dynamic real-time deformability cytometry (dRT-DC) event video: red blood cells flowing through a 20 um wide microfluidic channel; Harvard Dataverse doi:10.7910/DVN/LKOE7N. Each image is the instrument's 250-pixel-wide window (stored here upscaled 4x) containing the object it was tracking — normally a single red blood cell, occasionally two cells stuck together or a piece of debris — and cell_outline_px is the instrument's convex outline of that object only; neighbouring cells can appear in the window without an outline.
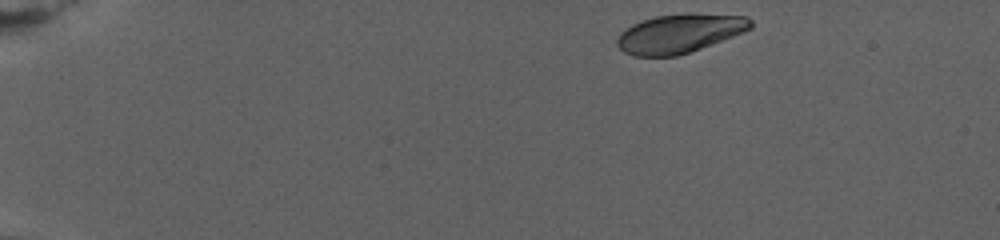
{"species": "human", "species_latin": "Homo sapiens", "temperature_condition": "warm", "stored_images_in_passage": 42, "camera_frame_rate_fps": 3000, "um_per_image_px": 0.085, "donor": {"sex": "female"}, "frame": {"image": 1, "passage_image": 1, "time_ms": 0.0, "image_size_px": [1000, 240], "cell_outline_px": [[752, 28], [744, 32], [700, 48], [676, 56], [636, 56], [624, 52], [616, 44], [616, 40], [620, 32], [632, 24], [656, 16], [692, 12], [696, 12], [748, 16], [752, 20]], "centroid_in_image_um": [57.78, 2.82], "position_along_channel_um": 27.2, "area_um2": 30.4}}
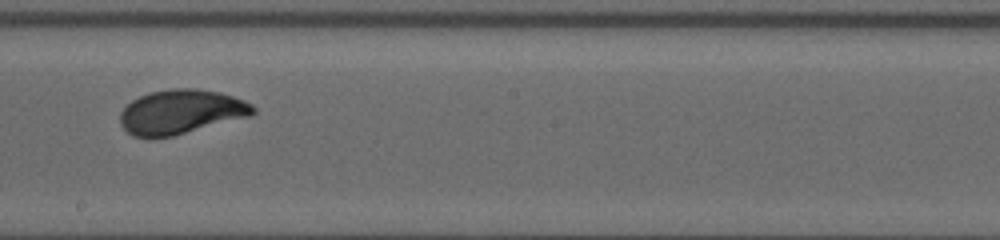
{"frame": {"image": 2, "passage_image": 22, "time_ms": 12.0, "image_size_px": [1000, 240], "cell_outline_px": [[256, 112], [248, 116], [172, 136], [132, 136], [120, 124], [120, 112], [132, 100], [148, 92], [172, 88], [196, 88], [220, 92], [244, 100], [252, 104], [256, 108]], "centroid_in_image_um": [15.38, 9.48], "position_along_channel_um": 232.8, "area_um2": 33.99}}
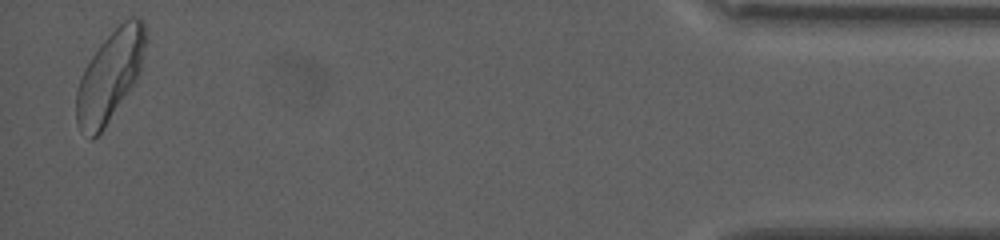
{"frame": {"image": 3, "passage_image": 42, "time_ms": 22.0, "image_size_px": [1000, 240], "cell_outline_px": [[148, 40], [140, 72], [136, 80], [104, 128], [92, 140], [80, 132], [76, 120], [76, 92], [84, 68], [100, 44], [124, 20], [132, 16], [136, 16], [144, 20]], "centroid_in_image_um": [9.37, 6.43], "position_along_channel_um": 425.8, "area_um2": 36.47}, "authors_computed_cell_mechanics": {"area_um2": 33.5818, "velocity_mm_per_s": 2.6383, "shape_relaxation_time_tau1_ms": 4.6358, "shape_relaxation_time_tau2_ms": null, "deformation_change_tau1": 0.153, "deformation_change_tau2": null}}